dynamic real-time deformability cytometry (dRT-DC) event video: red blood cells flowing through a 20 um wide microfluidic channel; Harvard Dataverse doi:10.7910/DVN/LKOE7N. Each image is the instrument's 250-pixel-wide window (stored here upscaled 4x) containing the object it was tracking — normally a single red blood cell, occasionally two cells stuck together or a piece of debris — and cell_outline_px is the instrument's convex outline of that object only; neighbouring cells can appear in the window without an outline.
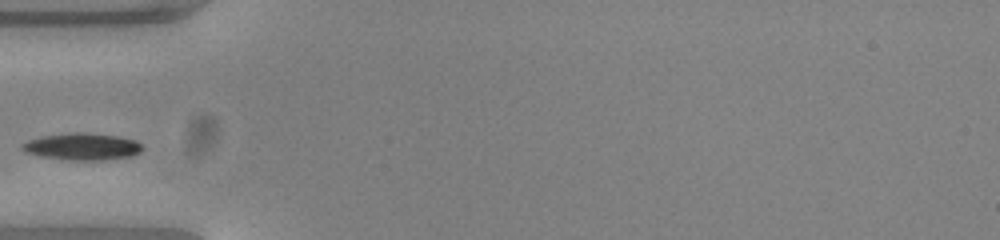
{"species": "common noctule bat (a hibernating species)", "species_latin": "Nyctalus noctula", "temperature_condition": "warm", "stored_images_in_passage": 31, "camera_frame_rate_fps": 3000, "um_per_image_px": 0.085, "animal": {"sex": "female", "body_mass_g": 23.0, "forearm_length_mm": 53.4}, "frame": {"image": 1, "passage_image": 1, "time_ms": 0.0, "image_size_px": [1000, 240], "cell_outline_px": [[140, 152], [132, 156], [104, 160], [68, 160], [40, 156], [24, 152], [20, 148], [20, 144], [28, 140], [40, 136], [72, 132], [84, 132], [116, 136], [136, 140], [140, 144]], "centroid_in_image_um": [6.92, 12.46], "position_along_channel_um": 78.1, "area_um2": 18.96}}
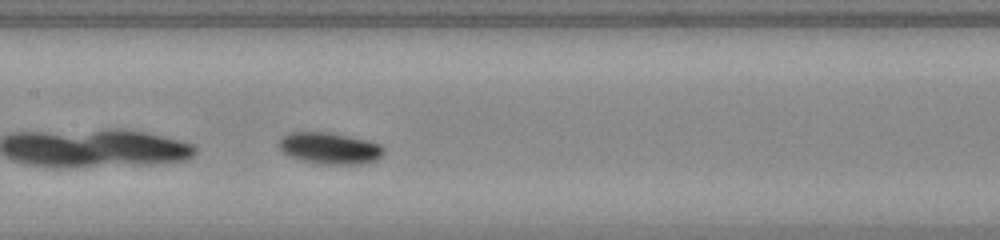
{"frame": {"image": 2, "passage_image": 9, "time_ms": 2.667, "image_size_px": [1000, 240], "cell_outline_px": [[384, 152], [376, 160], [364, 164], [324, 164], [300, 160], [284, 152], [276, 144], [288, 132], [328, 132], [348, 136], [380, 144], [384, 148]], "centroid_in_image_um": [28.02, 12.6], "position_along_channel_um": 179.4, "area_um2": 19.07}}
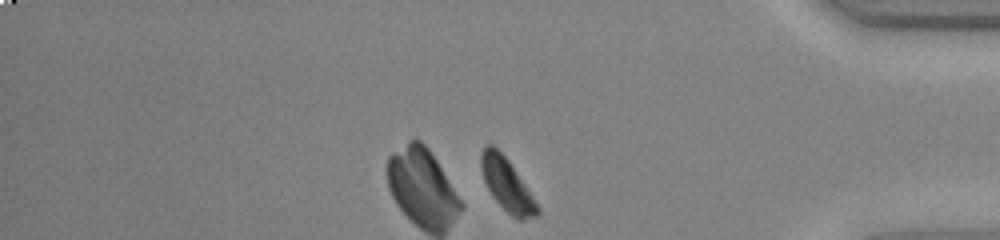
{"frame": {"image": 3, "passage_image": 28, "time_ms": 9.0, "image_size_px": [1000, 240], "cell_outline_px": [[540, 212], [536, 216], [524, 220], [516, 220], [492, 196], [484, 180], [480, 168], [480, 156], [484, 148], [488, 144], [492, 144], [508, 160], [540, 208]], "centroid_in_image_um": [43.08, 15.72], "position_along_channel_um": 392.1, "area_um2": 16.88}}